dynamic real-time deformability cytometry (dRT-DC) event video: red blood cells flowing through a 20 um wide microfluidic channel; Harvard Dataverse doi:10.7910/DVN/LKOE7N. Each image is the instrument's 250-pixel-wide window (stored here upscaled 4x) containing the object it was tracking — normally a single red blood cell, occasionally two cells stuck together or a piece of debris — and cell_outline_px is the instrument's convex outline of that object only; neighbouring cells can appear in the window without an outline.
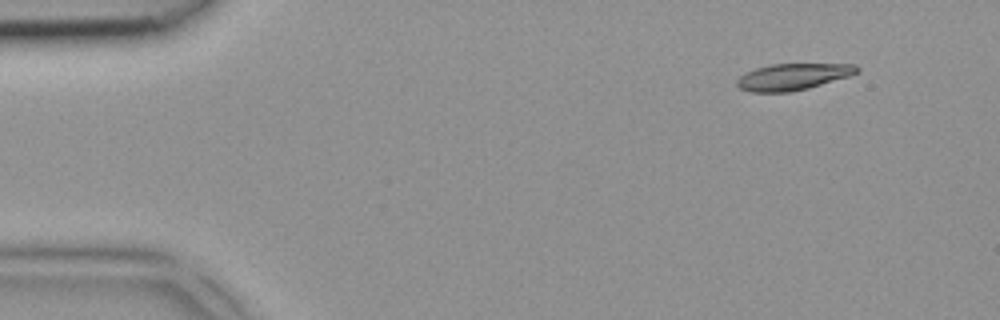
{"species": "common noctule bat (a hibernating species)", "species_latin": "Nyctalus noctula", "temperature_condition": "room temperature", "stored_images_in_passage": 4, "camera_frame_rate_fps": 3000, "um_per_image_px": 0.085, "animal": {"sex": "female", "body_mass_g": 18.4}, "frame": {"image": 1, "passage_image": 4, "time_ms": 1.0, "image_size_px": [1000, 320], "cell_outline_px": [[860, 72], [848, 76], [808, 88], [792, 92], [752, 92], [740, 88], [736, 84], [736, 80], [744, 72], [768, 64], [856, 64], [860, 68]], "centroid_in_image_um": [67.38, 6.52], "position_along_channel_um": 17.6, "area_um2": 18.61}}